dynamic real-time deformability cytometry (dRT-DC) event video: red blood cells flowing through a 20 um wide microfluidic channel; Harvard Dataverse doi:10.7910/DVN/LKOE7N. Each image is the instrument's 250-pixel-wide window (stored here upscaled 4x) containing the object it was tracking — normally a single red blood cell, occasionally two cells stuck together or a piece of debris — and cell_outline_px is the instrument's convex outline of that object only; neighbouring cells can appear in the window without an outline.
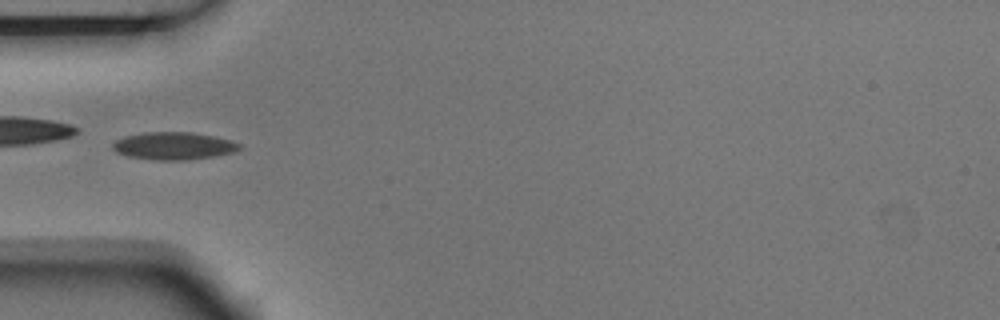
{"species": "Egyptian fruit bat (a non-hibernating species)", "species_latin": "Rousettus aegyptiacus", "temperature_condition": "room temperature", "stored_images_in_passage": 6, "camera_frame_rate_fps": 3000, "um_per_image_px": 0.085, "animal": {"sex": "male"}, "frame": {"image": 1, "passage_image": 5, "time_ms": 1.333, "image_size_px": [1000, 320], "cell_outline_px": [[240, 148], [232, 152], [212, 156], [188, 160], [156, 160], [128, 156], [116, 152], [112, 148], [112, 144], [116, 140], [124, 136], [144, 132], [192, 132], [216, 136], [232, 140], [240, 144]], "centroid_in_image_um": [14.74, 12.39], "position_along_channel_um": 70.3, "area_um2": 20.35}}
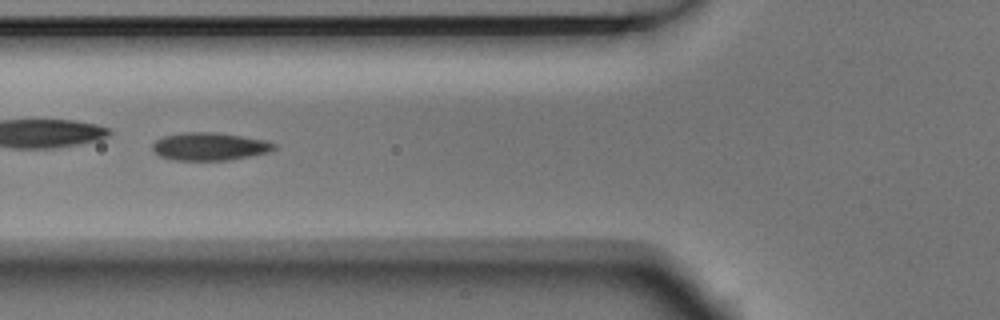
{"frame": {"image": 2, "passage_image": 6, "time_ms": 1.667, "image_size_px": [1000, 320], "cell_outline_px": [[276, 148], [268, 152], [228, 160], [172, 160], [160, 156], [152, 148], [152, 144], [156, 140], [164, 136], [184, 132], [212, 132], [240, 136], [264, 140], [276, 144]], "centroid_in_image_um": [17.79, 12.45], "position_along_channel_um": 108.0, "area_um2": 19.48}}